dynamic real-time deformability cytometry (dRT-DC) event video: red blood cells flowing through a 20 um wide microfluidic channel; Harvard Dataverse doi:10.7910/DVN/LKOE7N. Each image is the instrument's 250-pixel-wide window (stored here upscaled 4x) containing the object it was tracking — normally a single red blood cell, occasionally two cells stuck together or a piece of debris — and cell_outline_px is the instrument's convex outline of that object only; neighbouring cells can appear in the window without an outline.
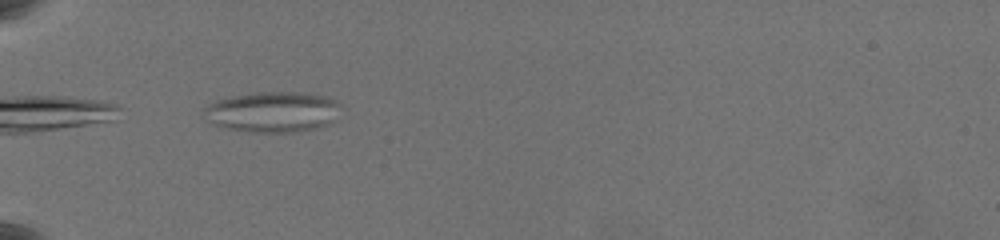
{"species": "common noctule bat (a hibernating species)", "species_latin": "Nyctalus noctula", "temperature_condition": "warm", "stored_images_in_passage": 24, "camera_frame_rate_fps": 3000, "um_per_image_px": 0.085, "animal": {"sex": "female", "body_mass_g": 19.5, "forearm_length_mm": 54.1}, "frame": {"image": 1, "passage_image": 1, "time_ms": 0.0, "image_size_px": [1000, 240], "cell_outline_px": [[336, 104], [332, 120], [328, 124], [316, 128], [296, 132], [252, 132], [228, 128], [212, 124], [208, 120], [204, 112], [204, 108], [208, 104], [216, 100], [232, 96], [256, 92], [300, 92], [328, 96], [336, 100]], "centroid_in_image_um": [23.12, 9.5], "position_along_channel_um": 61.9, "area_um2": 31.91}}